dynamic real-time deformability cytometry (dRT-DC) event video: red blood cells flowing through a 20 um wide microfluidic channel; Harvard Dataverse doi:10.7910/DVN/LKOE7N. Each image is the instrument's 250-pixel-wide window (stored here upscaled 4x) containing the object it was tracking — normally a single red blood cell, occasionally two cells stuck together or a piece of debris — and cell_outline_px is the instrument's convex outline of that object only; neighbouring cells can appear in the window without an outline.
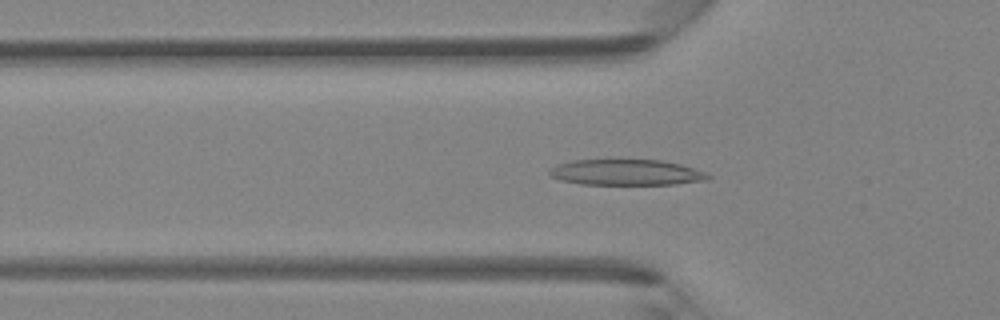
{"species": "Egyptian fruit bat (a non-hibernating species)", "species_latin": "Rousettus aegyptiacus", "temperature_condition": "room temperature", "stored_images_in_passage": 42, "camera_frame_rate_fps": 3000, "um_per_image_px": 0.085, "animal": {"sex": "female"}, "frame": {"image": 1, "passage_image": 11, "time_ms": 3.333, "image_size_px": [1000, 320], "cell_outline_px": [[712, 176], [708, 180], [676, 184], [580, 184], [560, 180], [552, 176], [548, 172], [556, 164], [572, 160], [664, 160], [680, 164], [704, 172]], "centroid_in_image_um": [53.24, 14.65], "position_along_channel_um": 72.6, "area_um2": 23.76}}
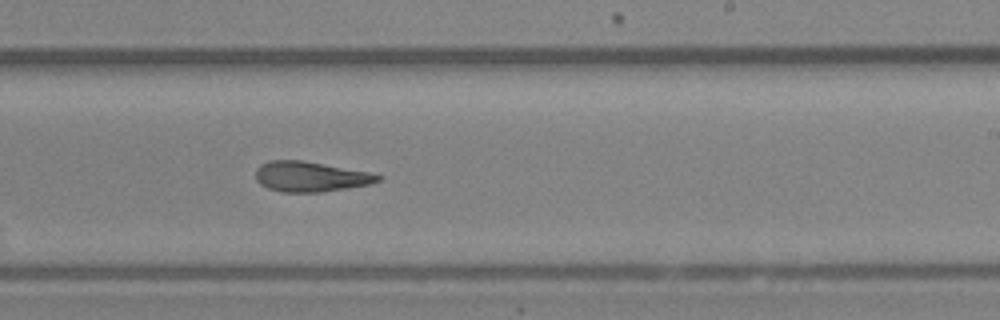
{"frame": {"image": 2, "passage_image": 24, "time_ms": 7.667, "image_size_px": [1000, 320], "cell_outline_px": [[384, 176], [380, 180], [372, 184], [320, 192], [280, 192], [268, 188], [260, 184], [256, 180], [256, 168], [260, 164], [268, 160], [300, 160], [368, 172]], "centroid_in_image_um": [26.36, 15.01], "position_along_channel_um": 262.6, "area_um2": 21.44}}
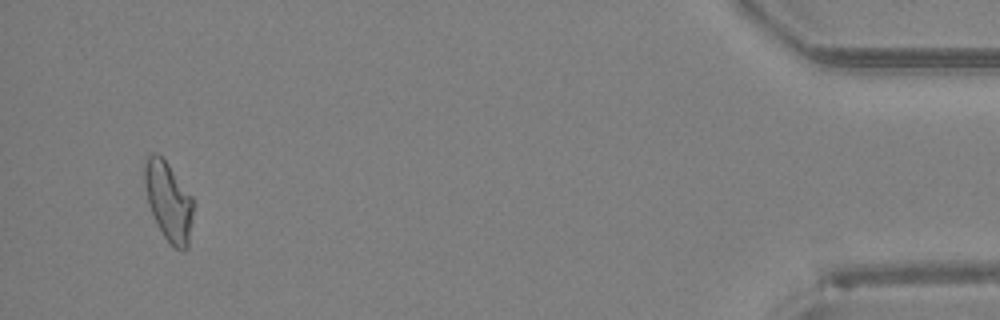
{"frame": {"image": 3, "passage_image": 40, "time_ms": 13.0, "image_size_px": [1000, 320], "cell_outline_px": [[196, 204], [188, 248], [184, 252], [180, 252], [164, 236], [152, 216], [148, 204], [144, 184], [144, 160], [152, 152], [156, 152], [168, 164], [192, 196]], "centroid_in_image_um": [14.35, 17.14], "position_along_channel_um": 420.8, "area_um2": 22.95}}